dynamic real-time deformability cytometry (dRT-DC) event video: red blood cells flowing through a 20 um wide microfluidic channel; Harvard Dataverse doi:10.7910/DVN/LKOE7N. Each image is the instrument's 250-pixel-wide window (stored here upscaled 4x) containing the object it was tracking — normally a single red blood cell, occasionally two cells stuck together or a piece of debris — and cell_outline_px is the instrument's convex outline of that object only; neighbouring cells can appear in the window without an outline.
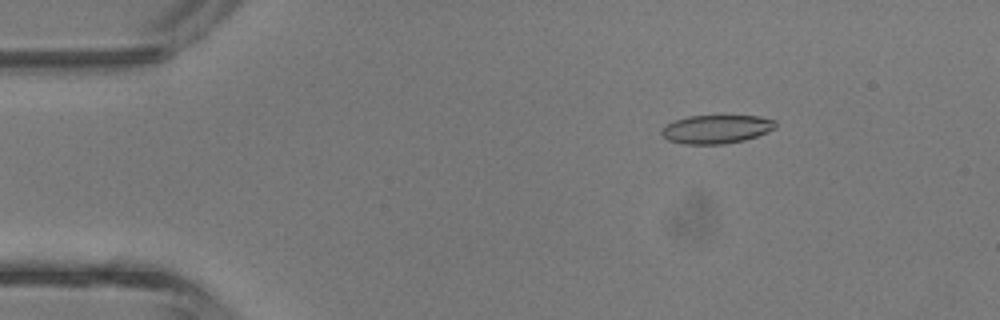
{"species": "common noctule bat (a hibernating species)", "species_latin": "Nyctalus noctula", "temperature_condition": "room temperature", "stored_images_in_passage": 42, "camera_frame_rate_fps": 3000, "um_per_image_px": 0.085, "animal": {"sex": "male", "body_mass_g": 13.3}, "frame": {"image": 1, "passage_image": 7, "time_ms": 2.0, "image_size_px": [1000, 320], "cell_outline_px": [[776, 128], [756, 136], [744, 140], [724, 144], [684, 144], [668, 140], [660, 132], [668, 124], [676, 120], [688, 116], [760, 116], [776, 120]], "centroid_in_image_um": [60.92, 10.98], "position_along_channel_um": 24.1, "area_um2": 18.79}}
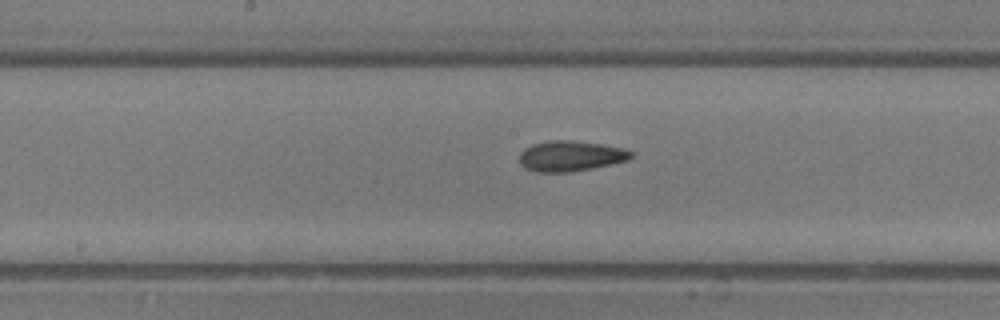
{"frame": {"image": 2, "passage_image": 22, "time_ms": 7.0, "image_size_px": [1000, 320], "cell_outline_px": [[632, 156], [628, 160], [592, 168], [568, 172], [536, 172], [524, 168], [520, 164], [520, 152], [524, 148], [532, 144], [548, 140], [572, 140], [600, 144], [624, 148], [632, 152]], "centroid_in_image_um": [48.46, 13.26], "position_along_channel_um": 199.7, "area_um2": 19.83}}
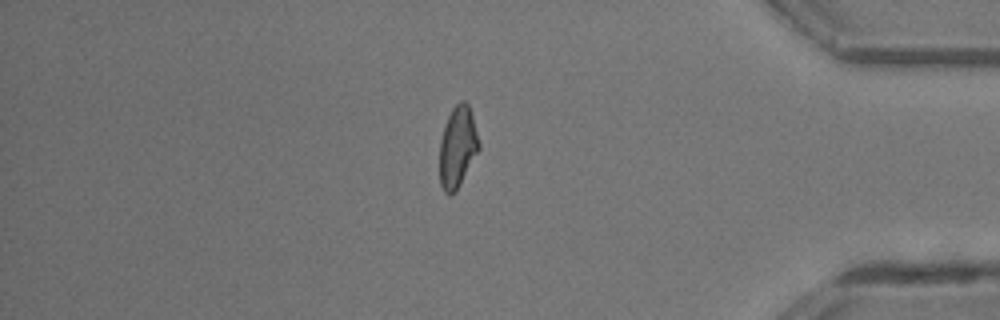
{"frame": {"image": 3, "passage_image": 36, "time_ms": 11.667, "image_size_px": [1000, 320], "cell_outline_px": [[480, 148], [456, 192], [448, 196], [444, 192], [440, 184], [440, 140], [448, 116], [452, 108], [460, 100], [464, 100], [468, 104], [472, 116], [480, 144]], "centroid_in_image_um": [38.89, 12.52], "position_along_channel_um": 396.3, "area_um2": 18.55}, "authors_computed_cell_mechanics": {"area_um2": 19.3919, "velocity_mm_per_s": 4.9512, "shape_relaxation_time_tau1_ms": 8.4508, "shape_relaxation_time_tau2_ms": 2.3069, "deformation_change_tau1": 0.2034, "deformation_change_tau2": 0.0986}}